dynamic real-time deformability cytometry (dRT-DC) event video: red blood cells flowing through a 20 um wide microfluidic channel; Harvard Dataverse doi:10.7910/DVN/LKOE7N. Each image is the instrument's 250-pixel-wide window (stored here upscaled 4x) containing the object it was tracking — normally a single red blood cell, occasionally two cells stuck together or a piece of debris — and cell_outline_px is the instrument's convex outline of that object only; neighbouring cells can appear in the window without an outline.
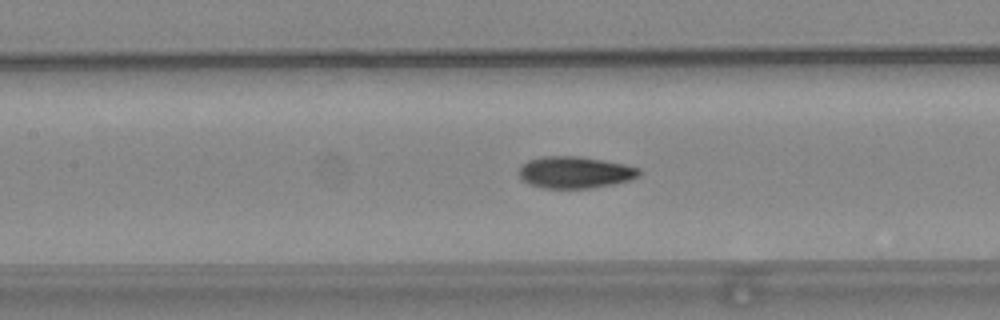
{"species": "common noctule bat (a hibernating species)", "species_latin": "Nyctalus noctula", "temperature_condition": "warm", "stored_images_in_passage": 49, "camera_frame_rate_fps": 3000, "um_per_image_px": 0.085, "animal": {"sex": "female", "body_mass_g": 24.6, "forearm_length_mm": 56.2}, "frame": {"image": 1, "passage_image": 18, "time_ms": 5.667, "image_size_px": [1000, 320], "cell_outline_px": [[640, 176], [632, 180], [592, 188], [544, 188], [528, 184], [516, 172], [520, 164], [528, 160], [540, 156], [580, 156], [624, 164], [640, 168]], "centroid_in_image_um": [48.84, 14.64], "position_along_channel_um": 158.6, "area_um2": 22.54}}
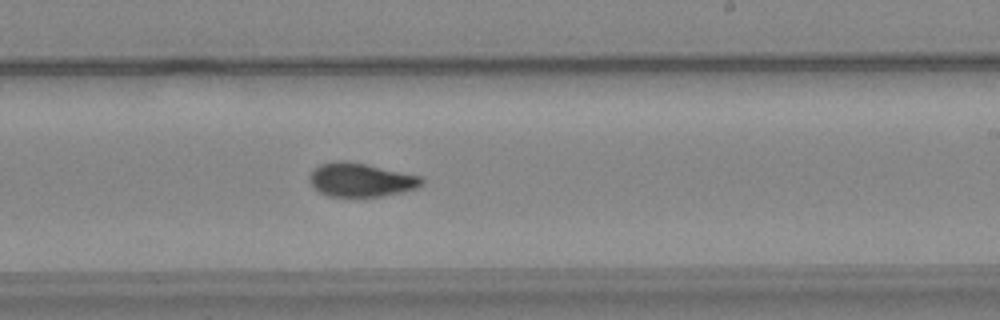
{"frame": {"image": 2, "passage_image": 26, "time_ms": 8.333, "image_size_px": [1000, 320], "cell_outline_px": [[424, 184], [416, 188], [400, 192], [380, 196], [328, 196], [312, 188], [308, 176], [320, 164], [340, 160], [344, 160], [364, 164], [420, 176], [424, 180]], "centroid_in_image_um": [30.64, 15.29], "position_along_channel_um": 258.4, "area_um2": 21.73}}
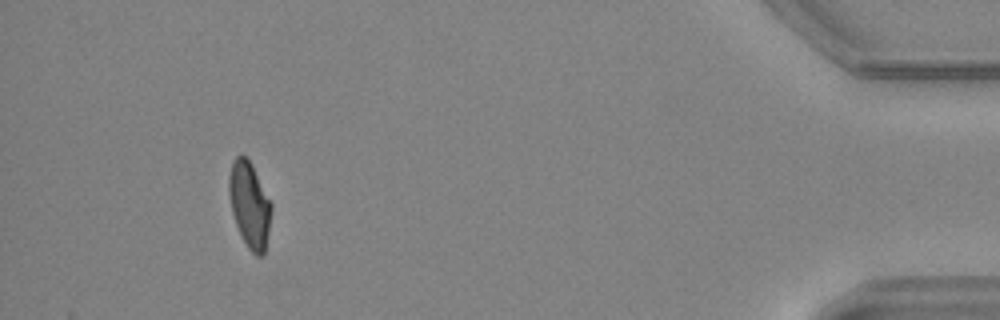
{"frame": {"image": 3, "passage_image": 44, "time_ms": 14.333, "image_size_px": [1000, 320], "cell_outline_px": [[272, 208], [264, 256], [256, 256], [248, 248], [240, 236], [232, 212], [228, 192], [228, 176], [232, 160], [236, 156], [244, 156], [252, 164], [272, 204]], "centroid_in_image_um": [21.2, 17.41], "position_along_channel_um": 414.0, "area_um2": 21.27}, "authors_computed_cell_mechanics": {"area_um2": 21.6172, "velocity_mm_per_s": 3.7606, "shape_relaxation_time_tau1_ms": 7.229, "shape_relaxation_time_tau2_ms": 2.9651, "deformation_change_tau1": 0.1895, "deformation_change_tau2": 0.0807}}